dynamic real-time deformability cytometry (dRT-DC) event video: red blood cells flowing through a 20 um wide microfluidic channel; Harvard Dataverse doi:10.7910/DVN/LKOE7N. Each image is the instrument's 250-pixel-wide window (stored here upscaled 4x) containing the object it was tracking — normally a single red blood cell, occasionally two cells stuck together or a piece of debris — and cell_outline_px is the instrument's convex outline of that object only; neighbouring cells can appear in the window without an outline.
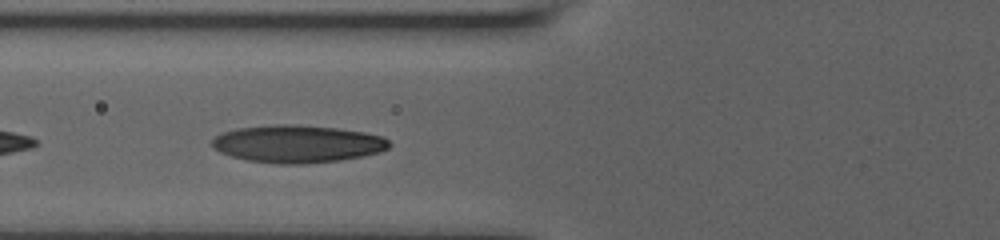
{"species": "human", "species_latin": "Homo sapiens", "temperature_condition": "room temperature", "stored_images_in_passage": 29, "camera_frame_rate_fps": 3000, "um_per_image_px": 0.085, "donor": {"sex": "male"}, "frame": {"image": 1, "passage_image": 4, "time_ms": 1.0, "image_size_px": [1000, 240], "cell_outline_px": [[392, 144], [388, 148], [380, 152], [340, 160], [304, 164], [276, 164], [248, 160], [232, 156], [220, 152], [212, 148], [212, 140], [216, 136], [224, 132], [236, 128], [276, 124], [296, 124], [336, 128], [364, 132], [384, 136]], "centroid_in_image_um": [25.29, 12.22], "position_along_channel_um": 100.5, "area_um2": 38.84}}
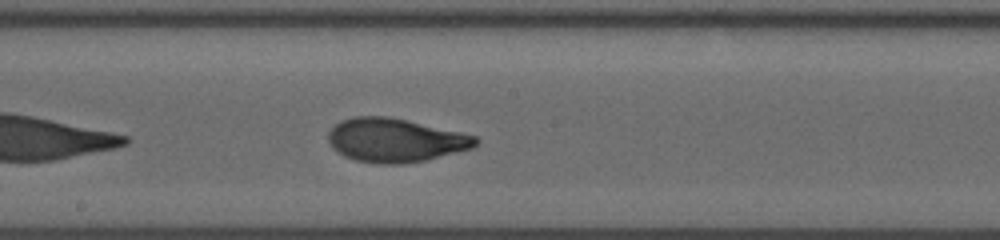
{"frame": {"image": 2, "passage_image": 13, "time_ms": 4.0, "image_size_px": [1000, 240], "cell_outline_px": [[480, 140], [472, 148], [424, 160], [400, 164], [376, 164], [356, 160], [344, 156], [336, 152], [332, 148], [328, 140], [328, 132], [340, 120], [352, 116], [388, 116], [460, 132], [476, 136]], "centroid_in_image_um": [33.55, 11.91], "position_along_channel_um": 214.7, "area_um2": 37.45}}
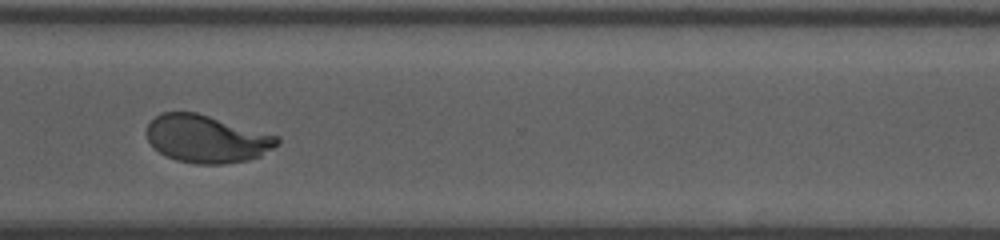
{"frame": {"image": 3, "passage_image": 24, "time_ms": 7.667, "image_size_px": [1000, 240], "cell_outline_px": [[280, 144], [260, 156], [248, 160], [224, 164], [196, 164], [176, 160], [164, 156], [148, 140], [148, 124], [160, 112], [196, 112], [280, 136]], "centroid_in_image_um": [17.61, 11.81], "position_along_channel_um": 353.0, "area_um2": 36.24}, "authors_computed_cell_mechanics": {"area_um2": 36.9342, "velocity_mm_per_s": 3.7871, "shape_relaxation_time_tau1_ms": 4.3251, "shape_relaxation_time_tau2_ms": 0.8698, "deformation_change_tau1": 0.2053, "deformation_change_tau2": 0.0594}}